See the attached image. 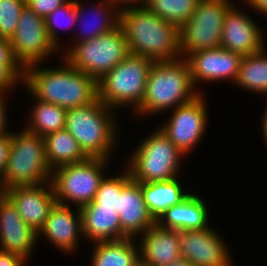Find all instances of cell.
I'll use <instances>...</instances> for the list:
<instances>
[{
	"instance_id": "6da1fadb",
	"label": "cell",
	"mask_w": 267,
	"mask_h": 266,
	"mask_svg": "<svg viewBox=\"0 0 267 266\" xmlns=\"http://www.w3.org/2000/svg\"><path fill=\"white\" fill-rule=\"evenodd\" d=\"M62 63L54 68L39 67L42 63L27 66L22 85L38 100L66 110L95 102L98 99V82L72 67L65 59Z\"/></svg>"
},
{
	"instance_id": "7a4b0ae2",
	"label": "cell",
	"mask_w": 267,
	"mask_h": 266,
	"mask_svg": "<svg viewBox=\"0 0 267 266\" xmlns=\"http://www.w3.org/2000/svg\"><path fill=\"white\" fill-rule=\"evenodd\" d=\"M119 25L125 34L129 53L147 57L153 62L181 58L179 28L145 6L121 9Z\"/></svg>"
},
{
	"instance_id": "3957f363",
	"label": "cell",
	"mask_w": 267,
	"mask_h": 266,
	"mask_svg": "<svg viewBox=\"0 0 267 266\" xmlns=\"http://www.w3.org/2000/svg\"><path fill=\"white\" fill-rule=\"evenodd\" d=\"M199 89V90H198ZM201 92L194 86L190 68L185 58L153 62L150 67L146 92L141 105L131 112L137 117H147L172 110L194 100Z\"/></svg>"
},
{
	"instance_id": "277c9868",
	"label": "cell",
	"mask_w": 267,
	"mask_h": 266,
	"mask_svg": "<svg viewBox=\"0 0 267 266\" xmlns=\"http://www.w3.org/2000/svg\"><path fill=\"white\" fill-rule=\"evenodd\" d=\"M113 112L114 109L99 99L67 110L65 129L75 138L88 158L109 160L115 151L119 135L117 119L115 121L114 118L116 113Z\"/></svg>"
},
{
	"instance_id": "5b68a950",
	"label": "cell",
	"mask_w": 267,
	"mask_h": 266,
	"mask_svg": "<svg viewBox=\"0 0 267 266\" xmlns=\"http://www.w3.org/2000/svg\"><path fill=\"white\" fill-rule=\"evenodd\" d=\"M152 64L147 57L129 53L98 81V99L114 110L128 106L134 112L144 99Z\"/></svg>"
},
{
	"instance_id": "8992f818",
	"label": "cell",
	"mask_w": 267,
	"mask_h": 266,
	"mask_svg": "<svg viewBox=\"0 0 267 266\" xmlns=\"http://www.w3.org/2000/svg\"><path fill=\"white\" fill-rule=\"evenodd\" d=\"M51 175L44 137L24 128L13 131L6 167L1 176L5 189L51 182Z\"/></svg>"
},
{
	"instance_id": "52a82bcc",
	"label": "cell",
	"mask_w": 267,
	"mask_h": 266,
	"mask_svg": "<svg viewBox=\"0 0 267 266\" xmlns=\"http://www.w3.org/2000/svg\"><path fill=\"white\" fill-rule=\"evenodd\" d=\"M134 148L128 158L131 178L139 183L169 181L180 176L185 155L160 130L155 128Z\"/></svg>"
},
{
	"instance_id": "ba28073f",
	"label": "cell",
	"mask_w": 267,
	"mask_h": 266,
	"mask_svg": "<svg viewBox=\"0 0 267 266\" xmlns=\"http://www.w3.org/2000/svg\"><path fill=\"white\" fill-rule=\"evenodd\" d=\"M128 54L125 34L118 25L107 33L70 45L62 57L98 82Z\"/></svg>"
},
{
	"instance_id": "9c48e42d",
	"label": "cell",
	"mask_w": 267,
	"mask_h": 266,
	"mask_svg": "<svg viewBox=\"0 0 267 266\" xmlns=\"http://www.w3.org/2000/svg\"><path fill=\"white\" fill-rule=\"evenodd\" d=\"M108 161L103 158H87L80 163L65 164L53 169L51 184L56 203L67 206L74 204L78 208L91 203L105 177Z\"/></svg>"
},
{
	"instance_id": "30bf717a",
	"label": "cell",
	"mask_w": 267,
	"mask_h": 266,
	"mask_svg": "<svg viewBox=\"0 0 267 266\" xmlns=\"http://www.w3.org/2000/svg\"><path fill=\"white\" fill-rule=\"evenodd\" d=\"M231 0H199L192 16L179 28L181 58L202 49L221 46L225 14Z\"/></svg>"
},
{
	"instance_id": "8fae6325",
	"label": "cell",
	"mask_w": 267,
	"mask_h": 266,
	"mask_svg": "<svg viewBox=\"0 0 267 266\" xmlns=\"http://www.w3.org/2000/svg\"><path fill=\"white\" fill-rule=\"evenodd\" d=\"M15 59L25 69L29 65L43 63L59 50L51 42L45 18L27 5L21 11L16 31L10 39Z\"/></svg>"
},
{
	"instance_id": "7c38bea8",
	"label": "cell",
	"mask_w": 267,
	"mask_h": 266,
	"mask_svg": "<svg viewBox=\"0 0 267 266\" xmlns=\"http://www.w3.org/2000/svg\"><path fill=\"white\" fill-rule=\"evenodd\" d=\"M205 98L201 93L194 100L172 109L168 121L159 126L184 155L188 156L198 146L206 132L209 110Z\"/></svg>"
},
{
	"instance_id": "4fadbf2b",
	"label": "cell",
	"mask_w": 267,
	"mask_h": 266,
	"mask_svg": "<svg viewBox=\"0 0 267 266\" xmlns=\"http://www.w3.org/2000/svg\"><path fill=\"white\" fill-rule=\"evenodd\" d=\"M181 257L194 266H232L228 245L208 226L206 229L179 231Z\"/></svg>"
},
{
	"instance_id": "5bb4252c",
	"label": "cell",
	"mask_w": 267,
	"mask_h": 266,
	"mask_svg": "<svg viewBox=\"0 0 267 266\" xmlns=\"http://www.w3.org/2000/svg\"><path fill=\"white\" fill-rule=\"evenodd\" d=\"M243 56L218 47L202 49L189 54L188 62L195 87L201 82L213 83L230 80L235 82Z\"/></svg>"
},
{
	"instance_id": "9a60e30c",
	"label": "cell",
	"mask_w": 267,
	"mask_h": 266,
	"mask_svg": "<svg viewBox=\"0 0 267 266\" xmlns=\"http://www.w3.org/2000/svg\"><path fill=\"white\" fill-rule=\"evenodd\" d=\"M262 30L234 4L225 14L220 47L242 56L257 53L266 47Z\"/></svg>"
},
{
	"instance_id": "2e32d148",
	"label": "cell",
	"mask_w": 267,
	"mask_h": 266,
	"mask_svg": "<svg viewBox=\"0 0 267 266\" xmlns=\"http://www.w3.org/2000/svg\"><path fill=\"white\" fill-rule=\"evenodd\" d=\"M6 196L18 213L36 233L45 224L50 209L56 203L51 182L38 185H17L6 189Z\"/></svg>"
},
{
	"instance_id": "e0dca14e",
	"label": "cell",
	"mask_w": 267,
	"mask_h": 266,
	"mask_svg": "<svg viewBox=\"0 0 267 266\" xmlns=\"http://www.w3.org/2000/svg\"><path fill=\"white\" fill-rule=\"evenodd\" d=\"M37 239L38 233L25 223L12 201L6 195L0 199V250L29 261Z\"/></svg>"
},
{
	"instance_id": "ac0fdd59",
	"label": "cell",
	"mask_w": 267,
	"mask_h": 266,
	"mask_svg": "<svg viewBox=\"0 0 267 266\" xmlns=\"http://www.w3.org/2000/svg\"><path fill=\"white\" fill-rule=\"evenodd\" d=\"M73 205L67 206L55 203L50 209L43 228L38 233V238L45 236L57 250L71 253L76 251L82 235L81 212Z\"/></svg>"
},
{
	"instance_id": "d6986e66",
	"label": "cell",
	"mask_w": 267,
	"mask_h": 266,
	"mask_svg": "<svg viewBox=\"0 0 267 266\" xmlns=\"http://www.w3.org/2000/svg\"><path fill=\"white\" fill-rule=\"evenodd\" d=\"M118 215L121 231L128 238L140 237L156 223L144 201L141 183L132 178L123 186L118 197Z\"/></svg>"
},
{
	"instance_id": "ffe728a7",
	"label": "cell",
	"mask_w": 267,
	"mask_h": 266,
	"mask_svg": "<svg viewBox=\"0 0 267 266\" xmlns=\"http://www.w3.org/2000/svg\"><path fill=\"white\" fill-rule=\"evenodd\" d=\"M139 263L164 266L181 257L179 230L161 227L157 222L140 235Z\"/></svg>"
},
{
	"instance_id": "44dd1931",
	"label": "cell",
	"mask_w": 267,
	"mask_h": 266,
	"mask_svg": "<svg viewBox=\"0 0 267 266\" xmlns=\"http://www.w3.org/2000/svg\"><path fill=\"white\" fill-rule=\"evenodd\" d=\"M98 1L99 2L96 3V5L94 3L93 5L94 7H90L92 9L94 8L93 9L94 11L91 9L90 11H88L89 10L88 4H87V7H85L84 4H81L79 3L78 0H75V11L77 14L76 23L78 24L81 23V24L79 25L77 24V27L79 26L80 30L78 31L79 33L77 32L76 38L72 39L74 40L73 44L77 42L90 40L101 34L107 33L115 29L119 25L120 9L111 0H98ZM88 12L89 13L91 12L90 14L92 15V18L94 17V19H90L91 21L89 20V22H88V18L87 20H85L86 17L90 15V14L87 15ZM91 15H90V18H91ZM80 25H83V26H80Z\"/></svg>"
},
{
	"instance_id": "7402d4cb",
	"label": "cell",
	"mask_w": 267,
	"mask_h": 266,
	"mask_svg": "<svg viewBox=\"0 0 267 266\" xmlns=\"http://www.w3.org/2000/svg\"><path fill=\"white\" fill-rule=\"evenodd\" d=\"M190 193L178 205L171 206L156 222L164 228L185 231L206 229L209 224L207 203Z\"/></svg>"
},
{
	"instance_id": "603a6c76",
	"label": "cell",
	"mask_w": 267,
	"mask_h": 266,
	"mask_svg": "<svg viewBox=\"0 0 267 266\" xmlns=\"http://www.w3.org/2000/svg\"><path fill=\"white\" fill-rule=\"evenodd\" d=\"M82 238L90 243L128 238L121 231L118 213L113 208H80Z\"/></svg>"
},
{
	"instance_id": "cb8c5ba5",
	"label": "cell",
	"mask_w": 267,
	"mask_h": 266,
	"mask_svg": "<svg viewBox=\"0 0 267 266\" xmlns=\"http://www.w3.org/2000/svg\"><path fill=\"white\" fill-rule=\"evenodd\" d=\"M179 177L169 181L141 183L147 208L157 221L171 206L178 205L190 193L184 190Z\"/></svg>"
},
{
	"instance_id": "d4e9b609",
	"label": "cell",
	"mask_w": 267,
	"mask_h": 266,
	"mask_svg": "<svg viewBox=\"0 0 267 266\" xmlns=\"http://www.w3.org/2000/svg\"><path fill=\"white\" fill-rule=\"evenodd\" d=\"M91 266H138L139 247L135 238L92 243Z\"/></svg>"
},
{
	"instance_id": "484cf974",
	"label": "cell",
	"mask_w": 267,
	"mask_h": 266,
	"mask_svg": "<svg viewBox=\"0 0 267 266\" xmlns=\"http://www.w3.org/2000/svg\"><path fill=\"white\" fill-rule=\"evenodd\" d=\"M44 140L51 170L65 164L80 163L88 158L65 128L46 135Z\"/></svg>"
},
{
	"instance_id": "4316f807",
	"label": "cell",
	"mask_w": 267,
	"mask_h": 266,
	"mask_svg": "<svg viewBox=\"0 0 267 266\" xmlns=\"http://www.w3.org/2000/svg\"><path fill=\"white\" fill-rule=\"evenodd\" d=\"M29 97H34V106L31 110L30 121L24 127L26 131L38 134L41 137L65 128L67 110L56 104L38 100L27 88Z\"/></svg>"
},
{
	"instance_id": "83f0119b",
	"label": "cell",
	"mask_w": 267,
	"mask_h": 266,
	"mask_svg": "<svg viewBox=\"0 0 267 266\" xmlns=\"http://www.w3.org/2000/svg\"><path fill=\"white\" fill-rule=\"evenodd\" d=\"M267 47L243 56L238 76L234 82L239 88L256 94L267 95Z\"/></svg>"
},
{
	"instance_id": "f1b7e54d",
	"label": "cell",
	"mask_w": 267,
	"mask_h": 266,
	"mask_svg": "<svg viewBox=\"0 0 267 266\" xmlns=\"http://www.w3.org/2000/svg\"><path fill=\"white\" fill-rule=\"evenodd\" d=\"M199 0H147L145 7L180 28L192 16Z\"/></svg>"
},
{
	"instance_id": "f546056e",
	"label": "cell",
	"mask_w": 267,
	"mask_h": 266,
	"mask_svg": "<svg viewBox=\"0 0 267 266\" xmlns=\"http://www.w3.org/2000/svg\"><path fill=\"white\" fill-rule=\"evenodd\" d=\"M131 179L128 168L121 174L102 179L94 200L80 208H113L118 213V197L123 186Z\"/></svg>"
},
{
	"instance_id": "4dcf8cb0",
	"label": "cell",
	"mask_w": 267,
	"mask_h": 266,
	"mask_svg": "<svg viewBox=\"0 0 267 266\" xmlns=\"http://www.w3.org/2000/svg\"><path fill=\"white\" fill-rule=\"evenodd\" d=\"M77 14L75 11V0H69L65 4L61 5L60 7L56 8L52 13L45 17V24L47 34L51 40V42L55 45V47L59 50V47L62 46L63 43L60 40V36L58 33V29L60 26L63 28L60 22H64L63 25L65 27L73 26L76 24ZM60 21V22H59ZM66 22L68 26H66ZM61 41V42H60Z\"/></svg>"
},
{
	"instance_id": "1f68e13d",
	"label": "cell",
	"mask_w": 267,
	"mask_h": 266,
	"mask_svg": "<svg viewBox=\"0 0 267 266\" xmlns=\"http://www.w3.org/2000/svg\"><path fill=\"white\" fill-rule=\"evenodd\" d=\"M26 0H0V38L11 39Z\"/></svg>"
},
{
	"instance_id": "d6a6232c",
	"label": "cell",
	"mask_w": 267,
	"mask_h": 266,
	"mask_svg": "<svg viewBox=\"0 0 267 266\" xmlns=\"http://www.w3.org/2000/svg\"><path fill=\"white\" fill-rule=\"evenodd\" d=\"M24 71L20 63H0V93L8 94L17 84L23 83Z\"/></svg>"
},
{
	"instance_id": "836d02e7",
	"label": "cell",
	"mask_w": 267,
	"mask_h": 266,
	"mask_svg": "<svg viewBox=\"0 0 267 266\" xmlns=\"http://www.w3.org/2000/svg\"><path fill=\"white\" fill-rule=\"evenodd\" d=\"M69 0H26V5L39 16L45 18L56 8Z\"/></svg>"
},
{
	"instance_id": "e575fe53",
	"label": "cell",
	"mask_w": 267,
	"mask_h": 266,
	"mask_svg": "<svg viewBox=\"0 0 267 266\" xmlns=\"http://www.w3.org/2000/svg\"><path fill=\"white\" fill-rule=\"evenodd\" d=\"M10 144L11 133L0 135V176H2L6 167Z\"/></svg>"
},
{
	"instance_id": "d590c367",
	"label": "cell",
	"mask_w": 267,
	"mask_h": 266,
	"mask_svg": "<svg viewBox=\"0 0 267 266\" xmlns=\"http://www.w3.org/2000/svg\"><path fill=\"white\" fill-rule=\"evenodd\" d=\"M28 262L20 255L0 250V266H25Z\"/></svg>"
},
{
	"instance_id": "8d00e7d4",
	"label": "cell",
	"mask_w": 267,
	"mask_h": 266,
	"mask_svg": "<svg viewBox=\"0 0 267 266\" xmlns=\"http://www.w3.org/2000/svg\"><path fill=\"white\" fill-rule=\"evenodd\" d=\"M0 63H19L15 59L9 39L0 38Z\"/></svg>"
},
{
	"instance_id": "74e56055",
	"label": "cell",
	"mask_w": 267,
	"mask_h": 266,
	"mask_svg": "<svg viewBox=\"0 0 267 266\" xmlns=\"http://www.w3.org/2000/svg\"><path fill=\"white\" fill-rule=\"evenodd\" d=\"M6 96V93H0V135L2 134H8V133H12L10 131V129H8V122H7V119H8V115H7V105H6V101L7 97ZM6 100V101H5Z\"/></svg>"
},
{
	"instance_id": "f35d334b",
	"label": "cell",
	"mask_w": 267,
	"mask_h": 266,
	"mask_svg": "<svg viewBox=\"0 0 267 266\" xmlns=\"http://www.w3.org/2000/svg\"><path fill=\"white\" fill-rule=\"evenodd\" d=\"M248 8L253 9L256 13L262 14L267 18V0H243Z\"/></svg>"
},
{
	"instance_id": "ab89813d",
	"label": "cell",
	"mask_w": 267,
	"mask_h": 266,
	"mask_svg": "<svg viewBox=\"0 0 267 266\" xmlns=\"http://www.w3.org/2000/svg\"><path fill=\"white\" fill-rule=\"evenodd\" d=\"M111 1L121 10L126 7L144 6L147 0H111Z\"/></svg>"
},
{
	"instance_id": "60d3db41",
	"label": "cell",
	"mask_w": 267,
	"mask_h": 266,
	"mask_svg": "<svg viewBox=\"0 0 267 266\" xmlns=\"http://www.w3.org/2000/svg\"><path fill=\"white\" fill-rule=\"evenodd\" d=\"M263 116L261 118V129H262V132H263V138L266 142V145H267V106L265 107V110L263 111Z\"/></svg>"
},
{
	"instance_id": "b9f144b4",
	"label": "cell",
	"mask_w": 267,
	"mask_h": 266,
	"mask_svg": "<svg viewBox=\"0 0 267 266\" xmlns=\"http://www.w3.org/2000/svg\"><path fill=\"white\" fill-rule=\"evenodd\" d=\"M164 266H194V265L191 264L184 257H180V258L176 259L175 261L169 263L168 265H164Z\"/></svg>"
},
{
	"instance_id": "7bdbcfd3",
	"label": "cell",
	"mask_w": 267,
	"mask_h": 266,
	"mask_svg": "<svg viewBox=\"0 0 267 266\" xmlns=\"http://www.w3.org/2000/svg\"><path fill=\"white\" fill-rule=\"evenodd\" d=\"M6 195V189L3 185L2 178L0 176V199H2Z\"/></svg>"
}]
</instances>
